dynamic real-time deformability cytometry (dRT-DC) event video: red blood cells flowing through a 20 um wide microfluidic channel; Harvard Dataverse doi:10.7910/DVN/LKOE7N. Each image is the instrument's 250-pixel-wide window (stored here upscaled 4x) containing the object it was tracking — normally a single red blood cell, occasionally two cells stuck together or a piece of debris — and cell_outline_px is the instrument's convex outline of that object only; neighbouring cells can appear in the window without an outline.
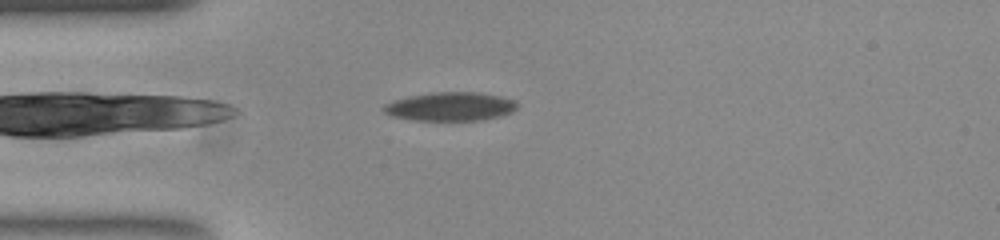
{"species": "common noctule bat (a hibernating species)", "species_latin": "Nyctalus noctula", "temperature_condition": "room temperature", "stored_images_in_passage": 43, "camera_frame_rate_fps": 3000, "um_per_image_px": 0.085, "animal": {"sex": "female", "body_mass_g": 23.0, "forearm_length_mm": 53.4}, "frame": {"image": 1, "passage_image": 3, "time_ms": 0.667, "image_size_px": [1000, 240], "cell_outline_px": [[516, 108], [512, 112], [500, 116], [480, 120], [416, 120], [392, 116], [384, 112], [384, 104], [396, 100], [412, 96], [436, 92], [476, 92], [500, 96], [516, 100]], "centroid_in_image_um": [38.32, 9.05], "position_along_channel_um": 46.7, "area_um2": 21.96}}
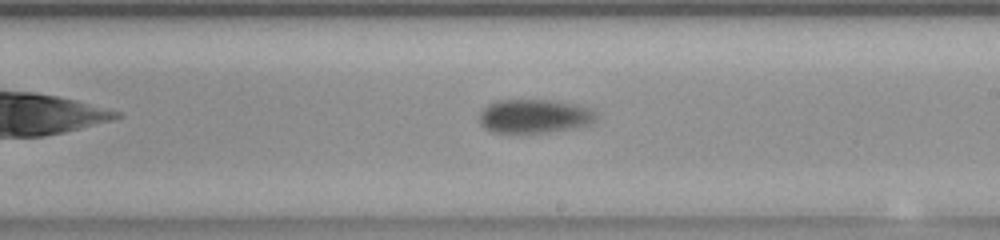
{"frame": {"image": 2, "passage_image": 20, "time_ms": 6.333, "image_size_px": [1000, 240], "cell_outline_px": [[596, 120], [588, 124], [572, 128], [544, 132], [492, 132], [484, 128], [480, 124], [480, 112], [488, 104], [496, 100], [552, 100], [576, 104], [592, 108], [596, 112]], "centroid_in_image_um": [45.42, 9.86], "position_along_channel_um": 243.6, "area_um2": 22.95}}
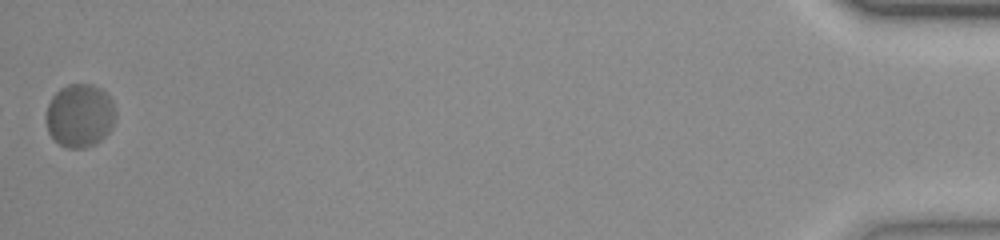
{"frame": {"image": 3, "passage_image": 43, "time_ms": 14.0, "image_size_px": [1000, 240], "cell_outline_px": [[116, 120], [112, 128], [96, 144], [84, 148], [68, 148], [60, 144], [48, 132], [48, 104], [52, 96], [60, 88], [68, 84], [92, 84], [100, 88], [112, 100], [116, 112]], "centroid_in_image_um": [6.82, 9.82], "position_along_channel_um": 428.4, "area_um2": 25.55}, "authors_computed_cell_mechanics": {"area_um2": 23.5246, "velocity_mm_per_s": 3.7199, "shape_relaxation_time_tau1_ms": 5.0226, "shape_relaxation_time_tau2_ms": null, "deformation_change_tau1": 0.118, "deformation_change_tau2": null}}